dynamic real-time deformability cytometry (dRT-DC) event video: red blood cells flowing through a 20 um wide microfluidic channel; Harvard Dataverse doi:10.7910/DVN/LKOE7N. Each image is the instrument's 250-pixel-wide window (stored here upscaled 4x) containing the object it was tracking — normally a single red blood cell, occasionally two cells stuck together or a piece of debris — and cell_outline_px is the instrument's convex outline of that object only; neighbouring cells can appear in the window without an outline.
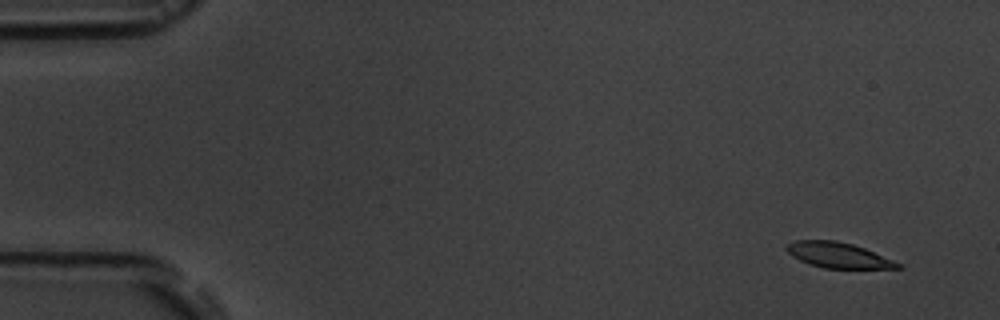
{"species": "common noctule bat (a hibernating species)", "species_latin": "Nyctalus noctula", "temperature_condition": "room temperature", "stored_images_in_passage": 8, "camera_frame_rate_fps": 3000, "um_per_image_px": 0.085, "animal": {"sex": "male", "body_mass_g": 19.5, "forearm_length_mm": 54.6}, "frame": {"image": 1, "passage_image": 2, "time_ms": 1.0, "image_size_px": [1000, 320], "cell_outline_px": [[904, 268], [824, 268], [800, 260], [792, 256], [784, 248], [788, 244], [796, 240], [836, 240], [852, 244], [864, 248], [904, 264]], "centroid_in_image_um": [71.29, 21.68], "position_along_channel_um": 13.7, "area_um2": 16.42}}
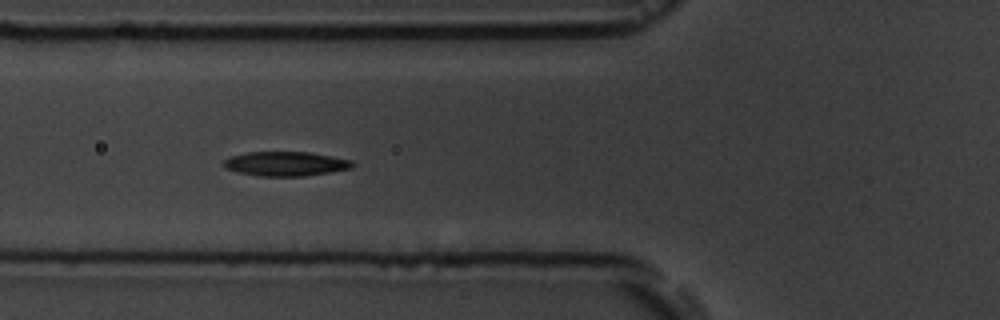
{"frame": {"image": 2, "passage_image": 7, "time_ms": 6.667, "image_size_px": [1000, 320], "cell_outline_px": [[356, 164], [352, 168], [304, 176], [260, 176], [236, 172], [224, 168], [220, 164], [228, 156], [248, 152], [308, 152], [332, 156], [352, 160]], "centroid_in_image_um": [24.23, 13.92], "position_along_channel_um": 101.6, "area_um2": 18.5}}
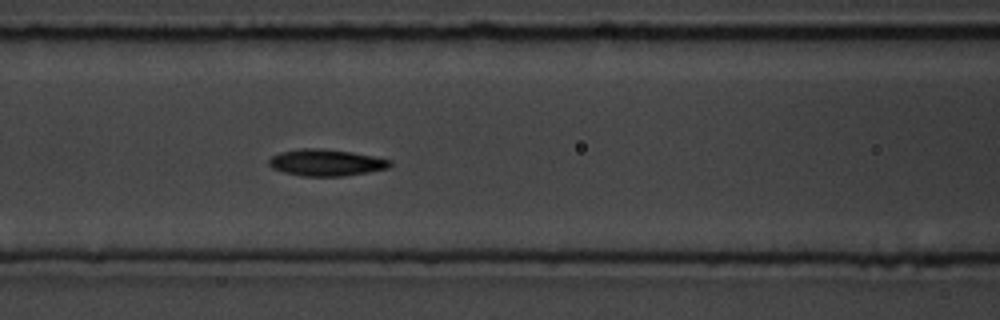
{"frame": {"image": 3, "passage_image": 8, "time_ms": 7.667, "image_size_px": [1000, 320], "cell_outline_px": [[392, 164], [388, 168], [368, 172], [344, 176], [304, 176], [284, 172], [272, 168], [268, 164], [268, 160], [272, 156], [280, 152], [300, 148], [320, 148], [352, 152], [392, 160]], "centroid_in_image_um": [27.71, 13.81], "position_along_channel_um": 138.9, "area_um2": 18.79}}